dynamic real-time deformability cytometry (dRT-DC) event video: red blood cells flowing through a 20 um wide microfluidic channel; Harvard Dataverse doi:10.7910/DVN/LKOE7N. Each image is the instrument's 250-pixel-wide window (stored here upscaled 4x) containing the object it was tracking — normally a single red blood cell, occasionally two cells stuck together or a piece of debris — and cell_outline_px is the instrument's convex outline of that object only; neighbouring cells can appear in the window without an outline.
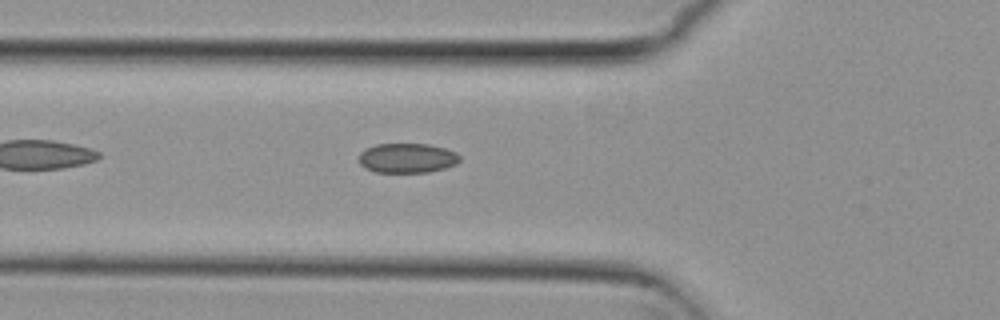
{"species": "common noctule bat (a hibernating species)", "species_latin": "Nyctalus noctula", "temperature_condition": "cold", "stored_images_in_passage": 36, "camera_frame_rate_fps": 3000, "um_per_image_px": 0.085, "animal": {"sex": "female", "body_mass_g": 29.2, "forearm_length_mm": 56.3}, "frame": {"image": 1, "passage_image": 5, "time_ms": 1.333, "image_size_px": [1000, 320], "cell_outline_px": [[460, 160], [456, 164], [444, 168], [428, 172], [376, 172], [364, 168], [360, 164], [360, 152], [364, 148], [376, 144], [428, 144], [444, 148], [456, 152], [460, 156]], "centroid_in_image_um": [34.6, 13.43], "position_along_channel_um": 91.2, "area_um2": 17.46}}
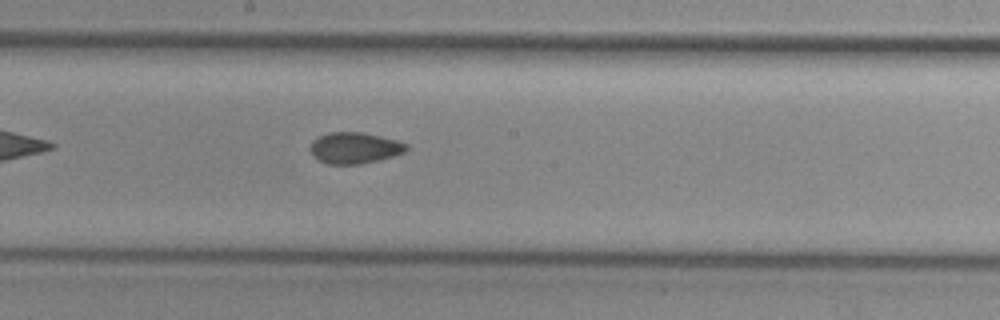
{"frame": {"image": 2, "passage_image": 15, "time_ms": 4.667, "image_size_px": [1000, 320], "cell_outline_px": [[408, 148], [404, 152], [392, 156], [360, 164], [328, 164], [320, 160], [308, 148], [312, 140], [328, 132], [360, 132], [380, 136], [396, 140], [408, 144]], "centroid_in_image_um": [30.13, 12.56], "position_along_channel_um": 218.1, "area_um2": 17.28}}
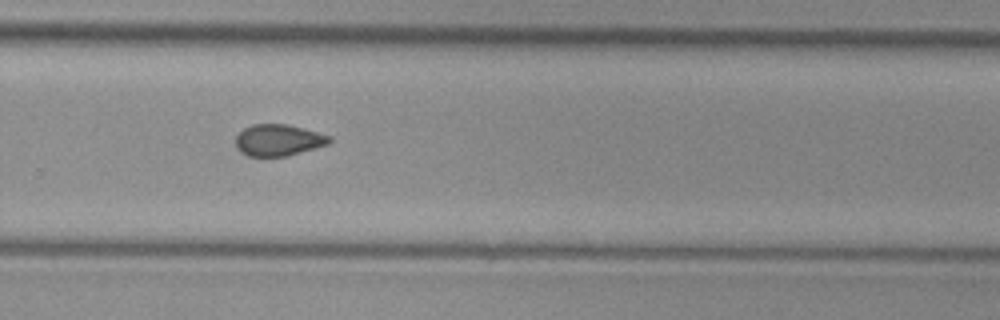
{"frame": {"image": 3, "passage_image": 22, "time_ms": 7.0, "image_size_px": [1000, 320], "cell_outline_px": [[332, 140], [328, 144], [284, 156], [248, 156], [240, 152], [236, 148], [236, 136], [244, 128], [252, 124], [288, 124], [304, 128], [332, 136]], "centroid_in_image_um": [23.65, 11.89], "position_along_channel_um": 306.2, "area_um2": 17.17}, "authors_computed_cell_mechanics": {"area_um2": 17.4267, "velocity_mm_per_s": 3.7952, "shape_relaxation_time_tau1_ms": null, "shape_relaxation_time_tau2_ms": 3.8776, "deformation_change_tau1": null, "deformation_change_tau2": 0.082}}